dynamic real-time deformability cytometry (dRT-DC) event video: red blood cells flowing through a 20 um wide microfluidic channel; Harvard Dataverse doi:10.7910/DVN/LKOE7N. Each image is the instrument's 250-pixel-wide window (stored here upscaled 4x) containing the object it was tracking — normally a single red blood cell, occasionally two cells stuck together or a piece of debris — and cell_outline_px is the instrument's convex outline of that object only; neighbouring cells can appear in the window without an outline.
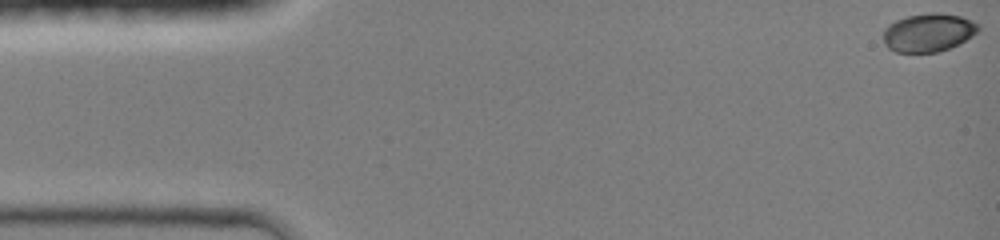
{"species": "common noctule bat (a hibernating species)", "species_latin": "Nyctalus noctula", "temperature_condition": "room temperature", "stored_images_in_passage": 43, "camera_frame_rate_fps": 3000, "um_per_image_px": 0.085, "animal": {"sex": "female", "body_mass_g": 19.0, "forearm_length_mm": 51.5}, "frame": {"image": 1, "passage_image": 1, "time_ms": 0.0, "image_size_px": [1000, 240], "cell_outline_px": [[980, 28], [972, 36], [948, 48], [936, 52], [896, 52], [888, 48], [884, 44], [884, 28], [888, 24], [896, 20], [908, 16], [928, 12], [940, 12], [960, 16], [972, 20], [980, 24]], "centroid_in_image_um": [78.9, 2.74], "position_along_channel_um": 6.1, "area_um2": 21.21}}
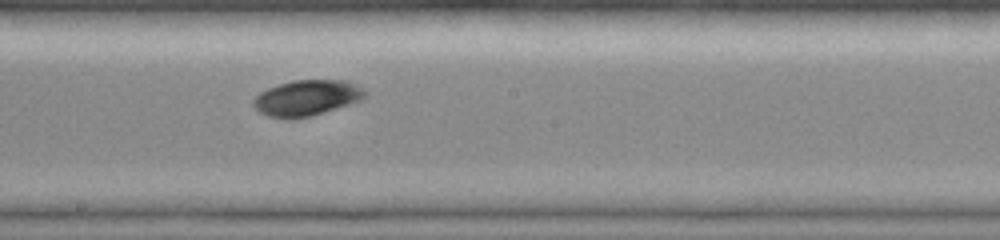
{"frame": {"image": 2, "passage_image": 25, "time_ms": 8.0, "image_size_px": [1000, 240], "cell_outline_px": [[368, 96], [364, 100], [312, 116], [288, 120], [284, 120], [268, 116], [260, 112], [252, 104], [252, 100], [260, 92], [268, 88], [292, 80], [348, 80], [356, 84], [368, 92]], "centroid_in_image_um": [26.12, 8.33], "position_along_channel_um": 222.1, "area_um2": 23.76}}
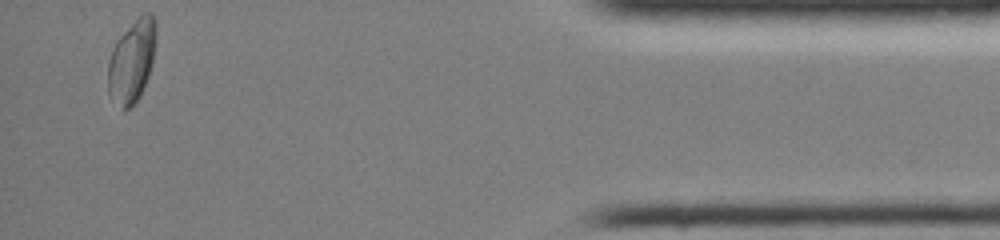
{"frame": {"image": 3, "passage_image": 43, "time_ms": 14.0, "image_size_px": [1000, 240], "cell_outline_px": [[156, 44], [152, 64], [148, 76], [140, 96], [128, 108], [124, 108], [108, 92], [108, 60], [112, 48], [116, 40], [144, 12], [152, 12], [156, 20]], "centroid_in_image_um": [11.24, 5.12], "position_along_channel_um": 424.0, "area_um2": 22.83}}